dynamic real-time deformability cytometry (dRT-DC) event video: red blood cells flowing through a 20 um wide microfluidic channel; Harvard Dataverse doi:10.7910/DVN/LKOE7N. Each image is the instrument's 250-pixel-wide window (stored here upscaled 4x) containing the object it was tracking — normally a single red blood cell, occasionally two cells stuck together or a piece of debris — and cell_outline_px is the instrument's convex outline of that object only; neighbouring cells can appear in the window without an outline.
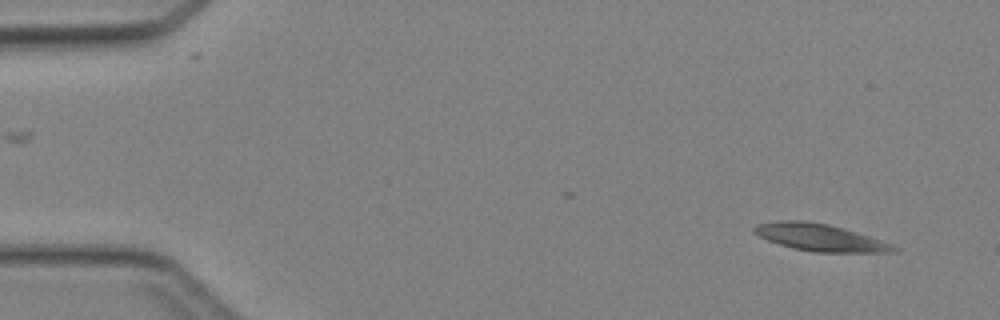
{"species": "Egyptian fruit bat (a non-hibernating species)", "species_latin": "Rousettus aegyptiacus", "temperature_condition": "cold", "stored_images_in_passage": 5, "camera_frame_rate_fps": 3000, "um_per_image_px": 0.085, "animal": {"sex": "female"}, "frame": {"image": 1, "passage_image": 1, "time_ms": 0.0, "image_size_px": [1000, 320], "cell_outline_px": [[900, 248], [896, 252], [816, 252], [796, 248], [780, 244], [768, 240], [752, 232], [752, 228], [756, 224], [776, 220], [804, 220], [828, 224], [856, 232], [892, 244]], "centroid_in_image_um": [69.67, 20.17], "position_along_channel_um": 15.3, "area_um2": 21.85}}
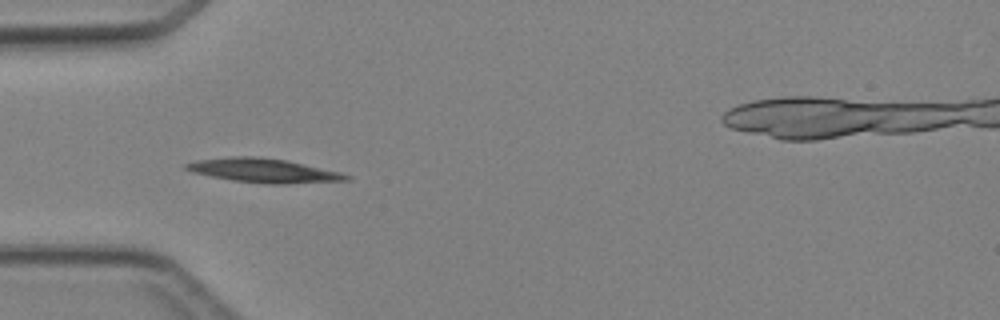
{"frame": {"image": 2, "passage_image": 4, "time_ms": 3.667, "image_size_px": [1000, 320], "cell_outline_px": [[352, 180], [284, 184], [264, 184], [232, 180], [192, 172], [184, 168], [184, 164], [196, 160], [232, 156], [256, 156], [288, 160], [340, 172], [352, 176]], "centroid_in_image_um": [22.43, 14.49], "position_along_channel_um": 62.6, "area_um2": 22.6}}
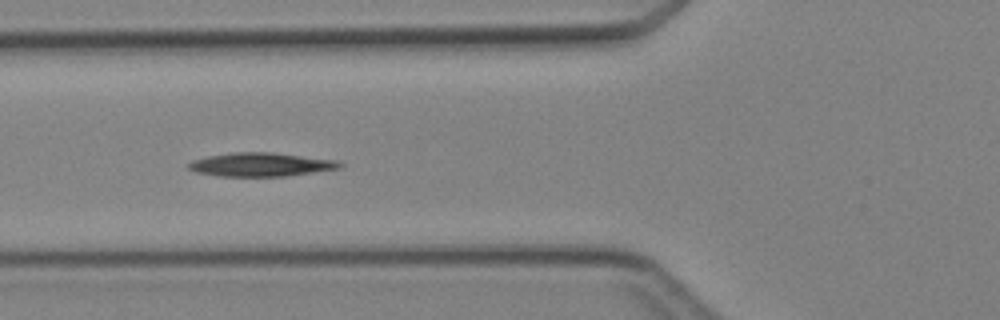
{"frame": {"image": 3, "passage_image": 5, "time_ms": 4.667, "image_size_px": [1000, 320], "cell_outline_px": [[344, 164], [340, 168], [284, 176], [220, 176], [196, 172], [188, 168], [188, 164], [192, 160], [208, 156], [232, 152], [272, 152], [336, 160]], "centroid_in_image_um": [22.15, 13.98], "position_along_channel_um": 103.6, "area_um2": 20.69}}